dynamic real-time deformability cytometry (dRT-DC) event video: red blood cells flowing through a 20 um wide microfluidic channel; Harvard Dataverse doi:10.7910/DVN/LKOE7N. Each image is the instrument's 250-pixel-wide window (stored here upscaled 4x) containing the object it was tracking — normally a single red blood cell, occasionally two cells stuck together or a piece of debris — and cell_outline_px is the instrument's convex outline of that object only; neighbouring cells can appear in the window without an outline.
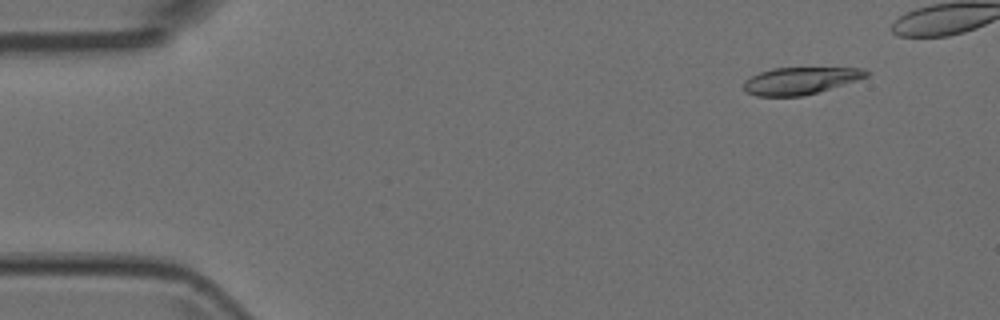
{"species": "Egyptian fruit bat (a non-hibernating species)", "species_latin": "Rousettus aegyptiacus", "temperature_condition": "room temperature", "stored_images_in_passage": 6, "camera_frame_rate_fps": 3000, "um_per_image_px": 0.085, "animal": {"sex": "female"}, "frame": {"image": 1, "passage_image": 2, "time_ms": 0.333, "image_size_px": [1000, 320], "cell_outline_px": [[868, 76], [856, 80], [816, 92], [800, 96], [756, 96], [748, 92], [744, 88], [744, 80], [760, 72], [772, 68], [864, 68], [868, 72]], "centroid_in_image_um": [67.99, 6.85], "position_along_channel_um": 17.0, "area_um2": 18.96}}
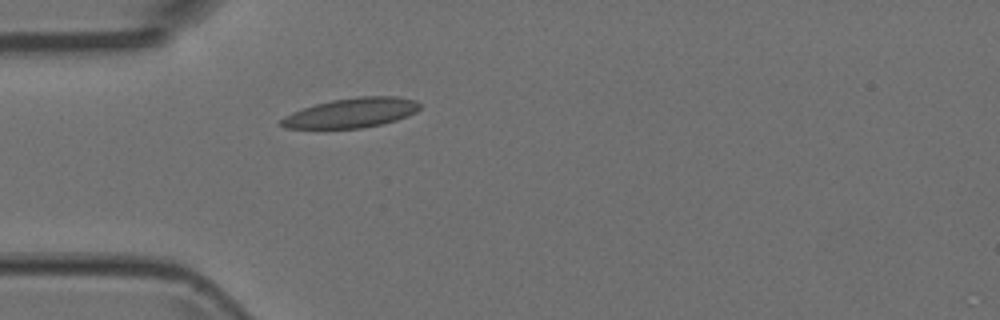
{"frame": {"image": 2, "passage_image": 6, "time_ms": 1.667, "image_size_px": [1000, 320], "cell_outline_px": [[420, 108], [416, 112], [408, 116], [396, 120], [380, 124], [360, 128], [284, 128], [280, 124], [280, 120], [284, 116], [292, 112], [316, 104], [332, 100], [360, 96], [396, 96], [416, 100], [420, 104]], "centroid_in_image_um": [29.89, 9.58], "position_along_channel_um": 55.1, "area_um2": 23.81}}